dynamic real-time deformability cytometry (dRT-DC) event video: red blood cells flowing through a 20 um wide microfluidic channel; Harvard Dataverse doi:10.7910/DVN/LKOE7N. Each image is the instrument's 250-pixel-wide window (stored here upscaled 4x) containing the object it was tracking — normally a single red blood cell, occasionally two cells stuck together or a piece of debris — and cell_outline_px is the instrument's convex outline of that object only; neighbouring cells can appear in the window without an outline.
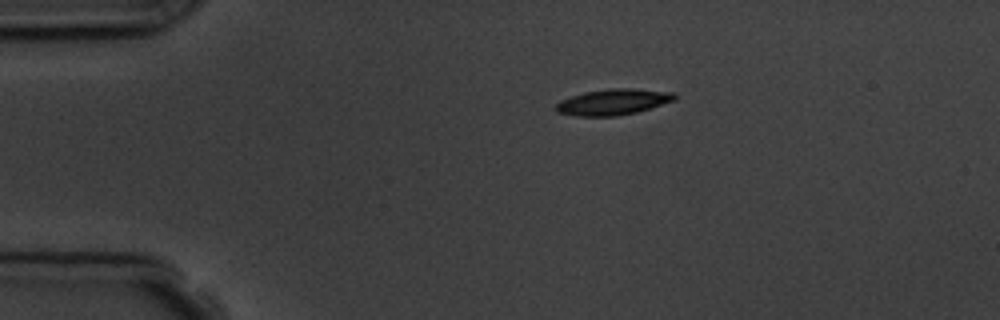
{"species": "common noctule bat (a hibernating species)", "species_latin": "Nyctalus noctula", "temperature_condition": "room temperature", "stored_images_in_passage": 3, "camera_frame_rate_fps": 3000, "um_per_image_px": 0.085, "animal": {"sex": "male", "body_mass_g": 19.5, "forearm_length_mm": 54.6}, "frame": {"image": 1, "passage_image": 1, "time_ms": 0.0, "image_size_px": [1000, 320], "cell_outline_px": [[676, 100], [636, 112], [616, 116], [576, 116], [556, 112], [556, 104], [560, 100], [584, 92], [612, 88], [632, 88], [672, 92], [676, 96]], "centroid_in_image_um": [52.1, 8.67], "position_along_channel_um": 32.9, "area_um2": 17.86}}
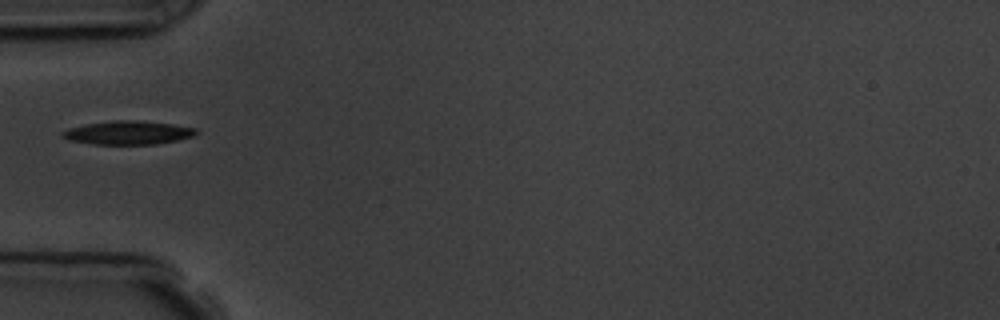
{"frame": {"image": 2, "passage_image": 3, "time_ms": 2.333, "image_size_px": [1000, 320], "cell_outline_px": [[200, 132], [192, 136], [176, 140], [156, 144], [92, 144], [68, 140], [60, 136], [60, 132], [68, 128], [88, 124], [112, 120], [136, 120], [172, 124], [196, 128]], "centroid_in_image_um": [10.85, 11.28], "position_along_channel_um": 74.1, "area_um2": 18.38}}